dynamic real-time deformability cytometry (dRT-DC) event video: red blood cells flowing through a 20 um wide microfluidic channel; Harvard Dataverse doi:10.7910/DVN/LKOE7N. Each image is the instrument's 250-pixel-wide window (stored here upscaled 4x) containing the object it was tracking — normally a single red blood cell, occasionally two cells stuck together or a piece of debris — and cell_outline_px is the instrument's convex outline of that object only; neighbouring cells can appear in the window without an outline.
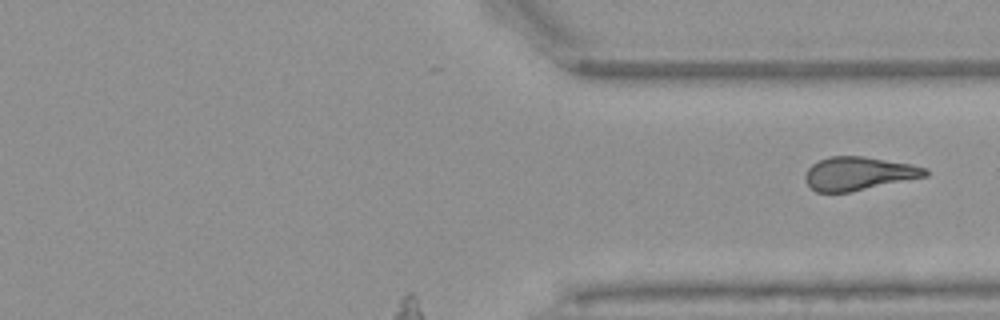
{"species": "Egyptian fruit bat (a non-hibernating species)", "species_latin": "Rousettus aegyptiacus", "temperature_condition": "warm", "stored_images_in_passage": 34, "camera_frame_rate_fps": 3000, "um_per_image_px": 0.085, "animal": {"sex": "female"}, "frame": {"image": 1, "passage_image": 34, "time_ms": 11.0, "image_size_px": [1000, 320], "cell_outline_px": [[928, 176], [852, 192], [816, 192], [804, 180], [804, 176], [808, 168], [812, 164], [828, 156], [864, 156], [912, 164], [928, 168]], "centroid_in_image_um": [73.0, 14.75], "position_along_channel_um": 338.4, "area_um2": 23.58}}